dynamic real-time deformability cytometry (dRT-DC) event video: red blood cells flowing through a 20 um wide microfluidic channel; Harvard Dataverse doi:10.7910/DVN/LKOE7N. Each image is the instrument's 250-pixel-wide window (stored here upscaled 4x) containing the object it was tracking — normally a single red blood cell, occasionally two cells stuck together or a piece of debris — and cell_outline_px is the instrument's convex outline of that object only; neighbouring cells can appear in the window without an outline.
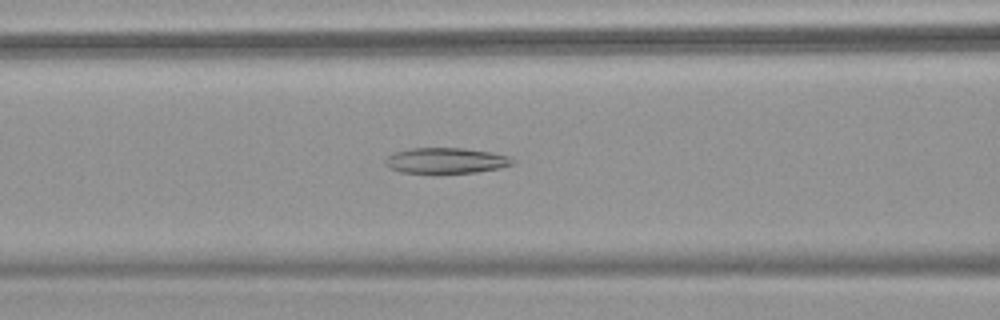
{"species": "common noctule bat (a hibernating species)", "species_latin": "Nyctalus noctula", "temperature_condition": "warm", "stored_images_in_passage": 54, "camera_frame_rate_fps": 3000, "um_per_image_px": 0.085, "animal": {"sex": "female", "body_mass_g": 18.4}, "frame": {"image": 1, "passage_image": 23, "time_ms": 7.333, "image_size_px": [1000, 320], "cell_outline_px": [[516, 164], [500, 168], [476, 172], [432, 176], [400, 172], [388, 168], [384, 164], [384, 160], [392, 152], [412, 148], [464, 148], [492, 152], [512, 156], [516, 160]], "centroid_in_image_um": [37.9, 13.69], "position_along_channel_um": 128.7, "area_um2": 20.29}}
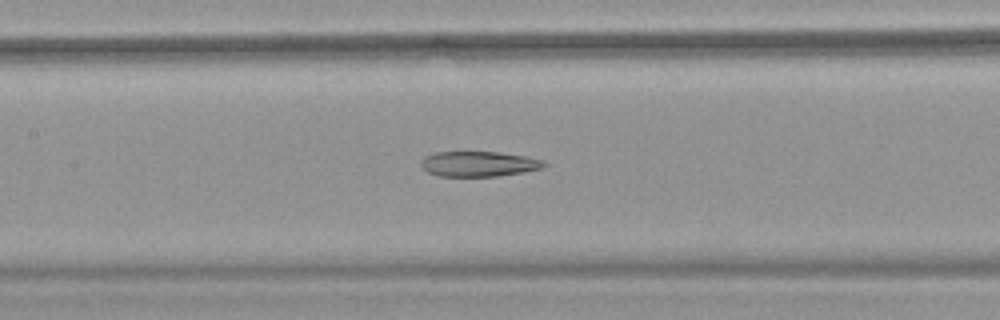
{"frame": {"image": 2, "passage_image": 26, "time_ms": 8.333, "image_size_px": [1000, 320], "cell_outline_px": [[548, 164], [540, 168], [524, 172], [500, 176], [440, 176], [428, 172], [420, 164], [420, 160], [424, 156], [436, 152], [500, 152], [524, 156], [544, 160]], "centroid_in_image_um": [40.69, 13.93], "position_along_channel_um": 166.7, "area_um2": 18.09}}
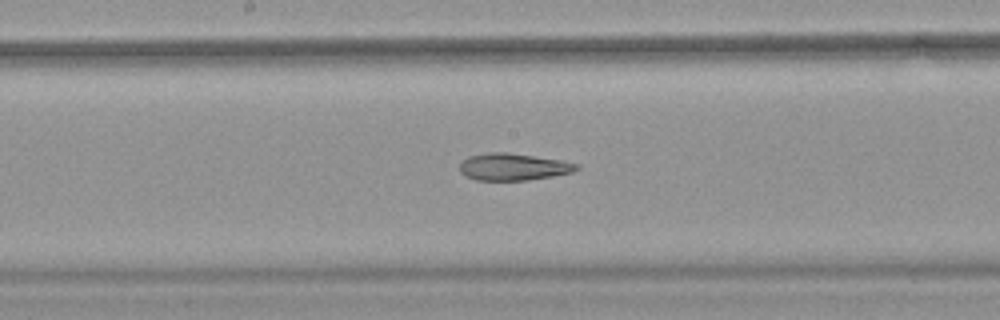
{"frame": {"image": 3, "passage_image": 29, "time_ms": 9.333, "image_size_px": [1000, 320], "cell_outline_px": [[580, 168], [572, 172], [552, 176], [528, 180], [476, 180], [464, 176], [460, 172], [460, 160], [468, 156], [488, 152], [508, 152], [564, 160], [580, 164]], "centroid_in_image_um": [43.62, 14.17], "position_along_channel_um": 204.6, "area_um2": 18.73}, "authors_computed_cell_mechanics": {"area_um2": 23.9581, "velocity_mm_per_s": 3.7979, "shape_relaxation_time_tau1_ms": null, "shape_relaxation_time_tau2_ms": 3.288, "deformation_change_tau1": null, "deformation_change_tau2": 0.1286}}